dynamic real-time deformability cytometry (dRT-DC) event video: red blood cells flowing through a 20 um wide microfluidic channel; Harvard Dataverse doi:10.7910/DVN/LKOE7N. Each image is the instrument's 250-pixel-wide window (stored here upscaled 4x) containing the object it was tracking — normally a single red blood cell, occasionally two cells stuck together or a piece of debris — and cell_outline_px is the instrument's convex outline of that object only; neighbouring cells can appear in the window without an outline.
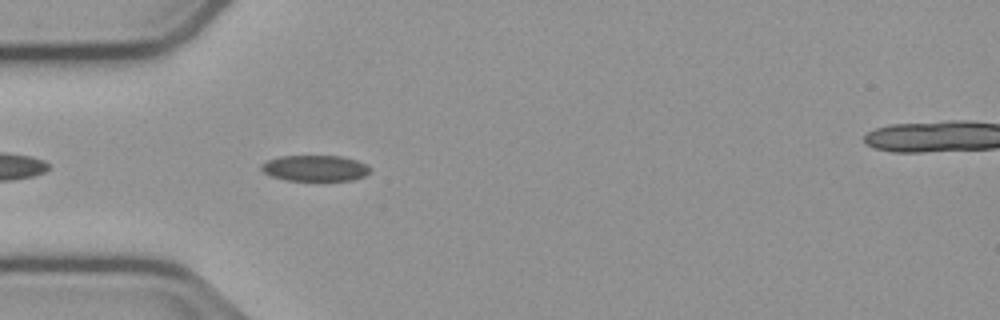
{"species": "common noctule bat (a hibernating species)", "species_latin": "Nyctalus noctula", "temperature_condition": "cold", "stored_images_in_passage": 42, "camera_frame_rate_fps": 3000, "um_per_image_px": 0.085, "animal": {"sex": "male", "body_mass_g": 23.1, "forearm_length_mm": 52.7}, "frame": {"image": 1, "passage_image": 4, "time_ms": 1.0, "image_size_px": [1000, 320], "cell_outline_px": [[372, 172], [364, 176], [352, 180], [288, 180], [272, 176], [264, 172], [260, 168], [260, 164], [268, 160], [280, 156], [340, 156], [356, 160], [372, 168]], "centroid_in_image_um": [26.8, 14.29], "position_along_channel_um": 58.2, "area_um2": 16.36}}
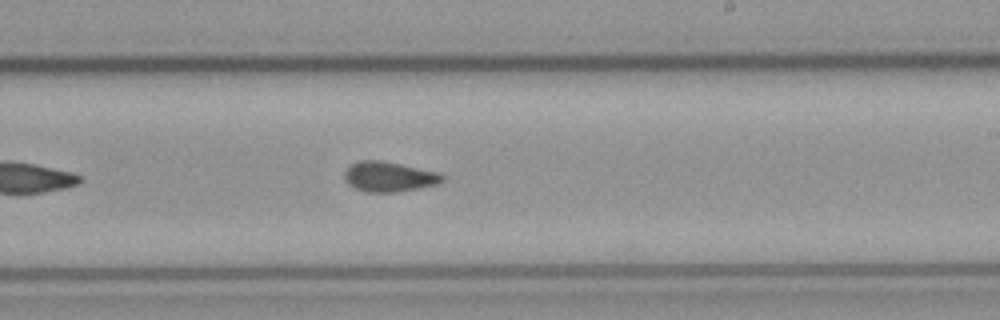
{"frame": {"image": 2, "passage_image": 20, "time_ms": 6.333, "image_size_px": [1000, 320], "cell_outline_px": [[444, 180], [436, 184], [396, 192], [368, 192], [356, 188], [348, 184], [344, 176], [344, 172], [352, 164], [360, 160], [380, 160], [440, 172], [444, 176]], "centroid_in_image_um": [33.07, 15.01], "position_along_channel_um": 255.9, "area_um2": 16.94}}
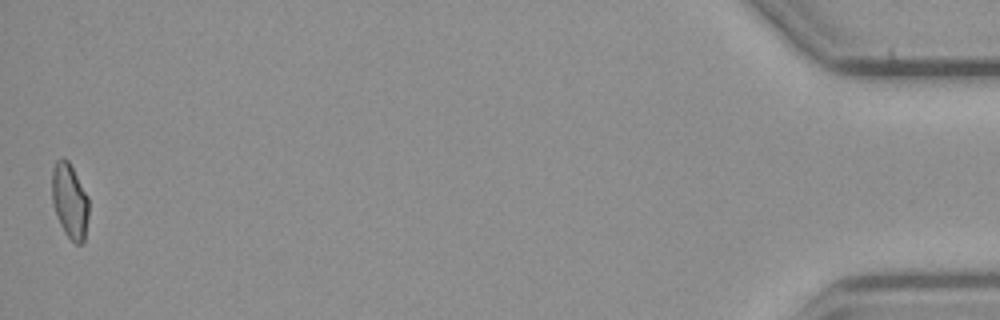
{"frame": {"image": 3, "passage_image": 42, "time_ms": 13.667, "image_size_px": [1000, 320], "cell_outline_px": [[88, 216], [84, 240], [80, 244], [76, 244], [64, 232], [60, 224], [52, 204], [52, 172], [56, 160], [68, 160], [88, 196]], "centroid_in_image_um": [5.92, 17.09], "position_along_channel_um": 429.3, "area_um2": 15.84}, "authors_computed_cell_mechanics": {"area_um2": 16.4152, "velocity_mm_per_s": 3.7536, "shape_relaxation_time_tau1_ms": null, "shape_relaxation_time_tau2_ms": 2.7485, "deformation_change_tau1": null, "deformation_change_tau2": 0.0705}}